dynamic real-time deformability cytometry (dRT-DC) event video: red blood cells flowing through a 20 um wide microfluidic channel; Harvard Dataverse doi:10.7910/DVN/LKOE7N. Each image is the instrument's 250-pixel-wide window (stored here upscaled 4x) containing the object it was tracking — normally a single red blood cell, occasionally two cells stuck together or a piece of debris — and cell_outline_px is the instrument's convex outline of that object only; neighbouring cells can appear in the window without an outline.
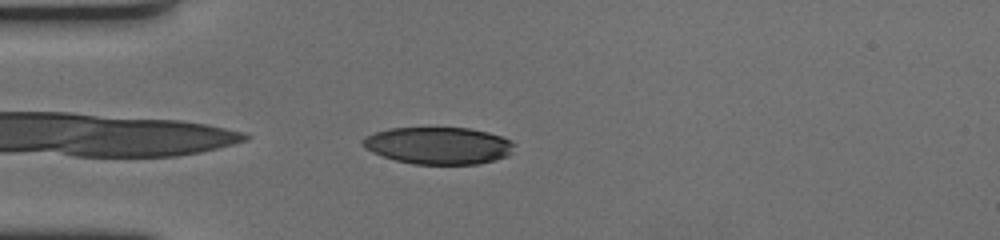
{"species": "human", "species_latin": "Homo sapiens", "temperature_condition": "cold", "stored_images_in_passage": 38, "camera_frame_rate_fps": 3000, "um_per_image_px": 0.085, "donor": {"sex": "female"}, "frame": {"image": 1, "passage_image": 2, "time_ms": 0.333, "image_size_px": [1000, 240], "cell_outline_px": [[516, 144], [512, 152], [508, 156], [476, 164], [412, 164], [396, 160], [372, 152], [360, 144], [360, 140], [364, 136], [388, 128], [468, 128], [488, 132], [512, 140]], "centroid_in_image_um": [37.26, 12.37], "position_along_channel_um": 47.7, "area_um2": 32.83}}
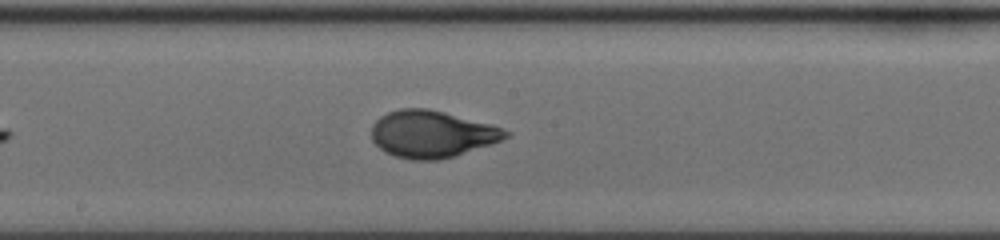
{"frame": {"image": 2, "passage_image": 18, "time_ms": 5.667, "image_size_px": [1000, 240], "cell_outline_px": [[512, 132], [508, 136], [492, 144], [440, 160], [412, 160], [396, 156], [384, 152], [372, 140], [372, 124], [380, 116], [388, 112], [400, 108], [428, 108], [492, 124]], "centroid_in_image_um": [36.7, 11.39], "position_along_channel_um": 211.5, "area_um2": 36.76}}
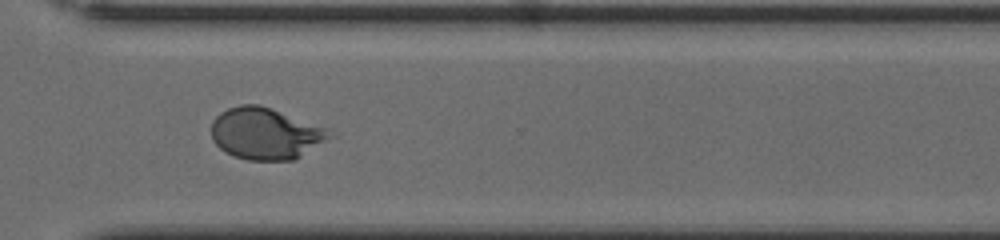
{"frame": {"image": 3, "passage_image": 30, "time_ms": 9.667, "image_size_px": [1000, 240], "cell_outline_px": [[336, 136], [296, 160], [248, 160], [224, 152], [212, 140], [212, 120], [220, 112], [228, 108], [240, 104], [260, 104], [328, 128]], "centroid_in_image_um": [22.62, 11.35], "position_along_channel_um": 348.0, "area_um2": 36.07}, "authors_computed_cell_mechanics": {"area_um2": 35.6048, "velocity_mm_per_s": 3.4019, "shape_relaxation_time_tau1_ms": 4.6568, "shape_relaxation_time_tau2_ms": 0.7895, "deformation_change_tau1": 0.2148, "deformation_change_tau2": 0.0554}}